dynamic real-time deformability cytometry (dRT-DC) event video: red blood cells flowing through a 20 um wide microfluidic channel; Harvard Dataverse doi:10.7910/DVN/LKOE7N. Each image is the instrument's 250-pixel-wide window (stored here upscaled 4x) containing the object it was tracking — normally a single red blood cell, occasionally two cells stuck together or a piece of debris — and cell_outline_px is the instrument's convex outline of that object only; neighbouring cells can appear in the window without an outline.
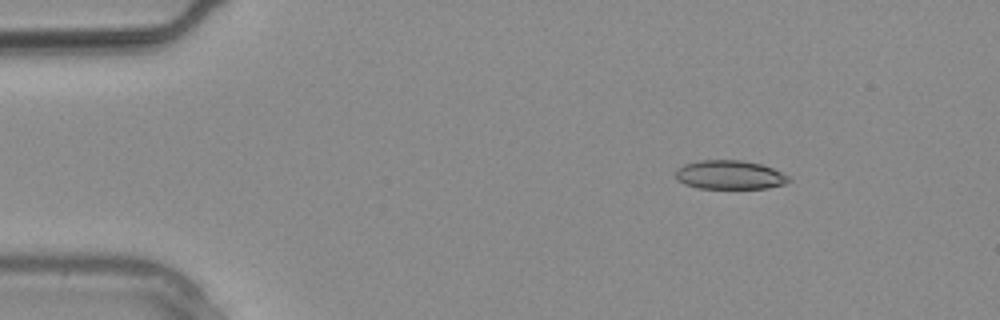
{"species": "common noctule bat (a hibernating species)", "species_latin": "Nyctalus noctula", "temperature_condition": "warm", "stored_images_in_passage": 2, "camera_frame_rate_fps": 3000, "um_per_image_px": 0.085, "animal": {"sex": "male", "body_mass_g": 20.4}, "frame": {"image": 1, "passage_image": 2, "time_ms": 0.333, "image_size_px": [1000, 320], "cell_outline_px": [[792, 180], [784, 184], [768, 188], [696, 188], [684, 184], [676, 180], [676, 168], [684, 164], [700, 160], [740, 160], [760, 164], [772, 168], [788, 176]], "centroid_in_image_um": [61.99, 14.86], "position_along_channel_um": 23.0, "area_um2": 19.07}}